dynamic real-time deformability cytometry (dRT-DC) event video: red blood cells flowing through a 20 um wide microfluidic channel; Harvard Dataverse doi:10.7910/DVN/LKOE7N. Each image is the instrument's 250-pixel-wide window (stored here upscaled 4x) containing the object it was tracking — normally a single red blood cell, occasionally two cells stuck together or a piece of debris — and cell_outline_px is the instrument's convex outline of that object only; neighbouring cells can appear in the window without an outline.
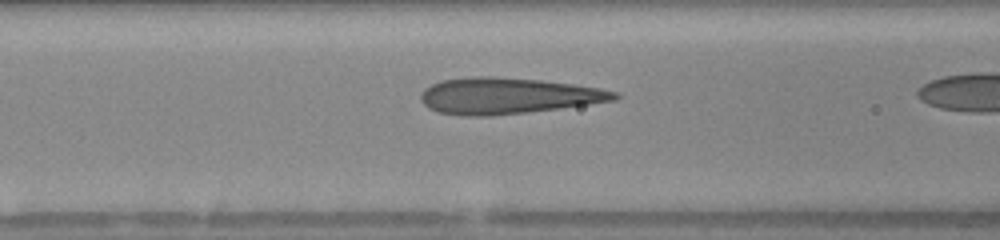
{"species": "human", "species_latin": "Homo sapiens", "temperature_condition": "warm", "stored_images_in_passage": 6, "camera_frame_rate_fps": 3000, "um_per_image_px": 0.085, "donor": {"sex": "female"}, "frame": {"image": 1, "passage_image": 5, "time_ms": 1.333, "image_size_px": [1000, 240], "cell_outline_px": [[620, 96], [616, 100], [560, 108], [492, 116], [464, 116], [436, 112], [428, 108], [420, 100], [420, 96], [424, 88], [440, 80], [476, 76], [492, 76], [540, 80], [572, 84], [600, 88], [616, 92]], "centroid_in_image_um": [43.11, 8.15], "position_along_channel_um": 123.5, "area_um2": 40.86}}